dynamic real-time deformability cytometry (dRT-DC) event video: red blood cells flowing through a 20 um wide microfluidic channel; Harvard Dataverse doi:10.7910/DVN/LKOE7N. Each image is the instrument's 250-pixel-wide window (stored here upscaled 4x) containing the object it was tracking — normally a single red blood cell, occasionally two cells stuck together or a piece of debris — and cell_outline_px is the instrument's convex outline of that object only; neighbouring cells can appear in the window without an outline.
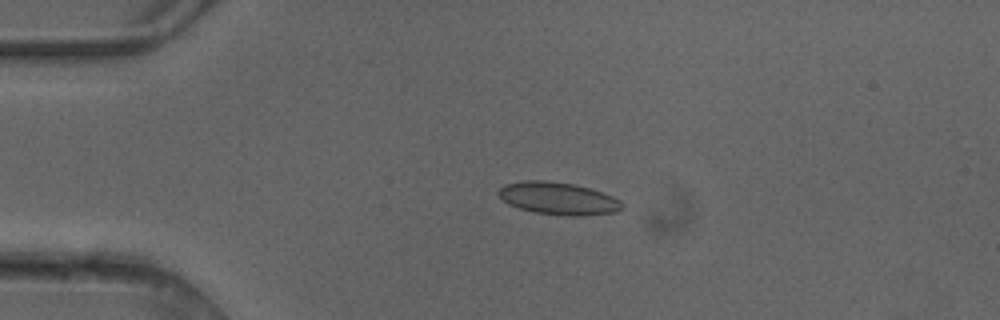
{"species": "common noctule bat (a hibernating species)", "species_latin": "Nyctalus noctula", "temperature_condition": "cold", "stored_images_in_passage": 4, "camera_frame_rate_fps": 3000, "um_per_image_px": 0.085, "animal": {"sex": "female"}, "frame": {"image": 1, "passage_image": 3, "time_ms": 0.667, "image_size_px": [1000, 320], "cell_outline_px": [[624, 208], [616, 212], [576, 216], [572, 216], [532, 212], [508, 204], [496, 192], [504, 184], [524, 180], [544, 180], [572, 184], [588, 188], [612, 196], [620, 200], [624, 204]], "centroid_in_image_um": [47.44, 16.86], "position_along_channel_um": 37.6, "area_um2": 23.24}}